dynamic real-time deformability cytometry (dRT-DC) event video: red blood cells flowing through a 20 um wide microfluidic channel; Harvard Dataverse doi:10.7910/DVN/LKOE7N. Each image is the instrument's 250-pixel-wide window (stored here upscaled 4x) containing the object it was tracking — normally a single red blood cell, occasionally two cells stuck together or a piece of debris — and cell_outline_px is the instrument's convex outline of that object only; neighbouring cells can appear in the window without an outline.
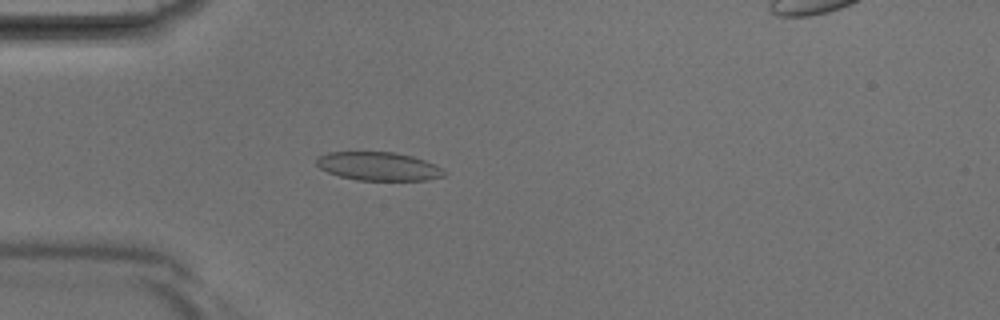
{"species": "Egyptian fruit bat (a non-hibernating species)", "species_latin": "Rousettus aegyptiacus", "temperature_condition": "room temperature", "stored_images_in_passage": 42, "segment_of_instrument_passage": [1, 2], "camera_frame_rate_fps": 3000, "um_per_image_px": 0.085, "animal": {"sex": "male"}, "frame": {"image": 1, "passage_image": 12, "time_ms": 3.667, "image_size_px": [1000, 320], "cell_outline_px": [[448, 172], [444, 176], [424, 180], [356, 180], [340, 176], [328, 172], [320, 168], [316, 164], [316, 160], [320, 156], [328, 152], [396, 152], [412, 156], [424, 160]], "centroid_in_image_um": [32.16, 14.13], "position_along_channel_um": 52.8, "area_um2": 21.04}}
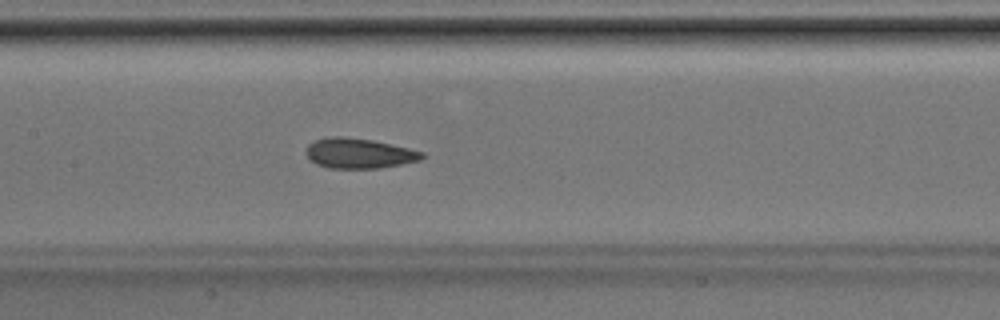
{"frame": {"image": 2, "passage_image": 20, "time_ms": 6.333, "image_size_px": [1000, 320], "cell_outline_px": [[424, 156], [420, 160], [380, 168], [328, 168], [316, 164], [308, 160], [304, 152], [308, 144], [316, 140], [332, 136], [344, 136], [372, 140], [408, 148], [424, 152]], "centroid_in_image_um": [30.45, 13.03], "position_along_channel_um": 176.9, "area_um2": 20.4}}
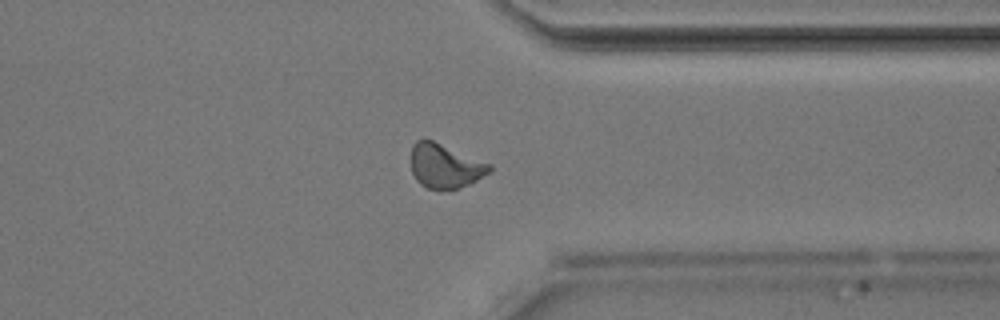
{"frame": {"image": 3, "passage_image": 32, "time_ms": 10.333, "image_size_px": [1000, 320], "cell_outline_px": [[492, 172], [468, 184], [456, 188], [428, 188], [420, 184], [416, 180], [412, 172], [412, 144], [416, 140], [432, 140], [492, 164]], "centroid_in_image_um": [37.85, 14.09], "position_along_channel_um": 373.6, "area_um2": 19.94}}